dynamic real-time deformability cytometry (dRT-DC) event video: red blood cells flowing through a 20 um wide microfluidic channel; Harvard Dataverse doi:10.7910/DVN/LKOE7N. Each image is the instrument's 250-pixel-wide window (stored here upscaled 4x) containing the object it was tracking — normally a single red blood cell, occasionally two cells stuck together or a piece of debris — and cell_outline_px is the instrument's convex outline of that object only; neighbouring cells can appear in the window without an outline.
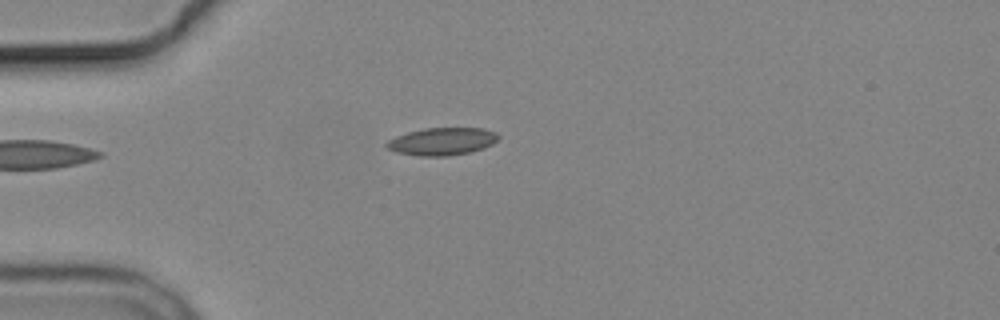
{"species": "common noctule bat (a hibernating species)", "species_latin": "Nyctalus noctula", "temperature_condition": "cold", "stored_images_in_passage": 5, "camera_frame_rate_fps": 3000, "um_per_image_px": 0.085, "animal": {"sex": "male", "body_mass_g": 19.2, "forearm_length_mm": 51.8}, "frame": {"image": 1, "passage_image": 5, "time_ms": 4.667, "image_size_px": [1000, 320], "cell_outline_px": [[500, 136], [492, 144], [484, 148], [468, 152], [448, 156], [420, 156], [396, 152], [388, 148], [384, 144], [388, 140], [396, 136], [408, 132], [424, 128], [484, 128], [496, 132]], "centroid_in_image_um": [37.58, 12.01], "position_along_channel_um": 47.4, "area_um2": 17.92}}